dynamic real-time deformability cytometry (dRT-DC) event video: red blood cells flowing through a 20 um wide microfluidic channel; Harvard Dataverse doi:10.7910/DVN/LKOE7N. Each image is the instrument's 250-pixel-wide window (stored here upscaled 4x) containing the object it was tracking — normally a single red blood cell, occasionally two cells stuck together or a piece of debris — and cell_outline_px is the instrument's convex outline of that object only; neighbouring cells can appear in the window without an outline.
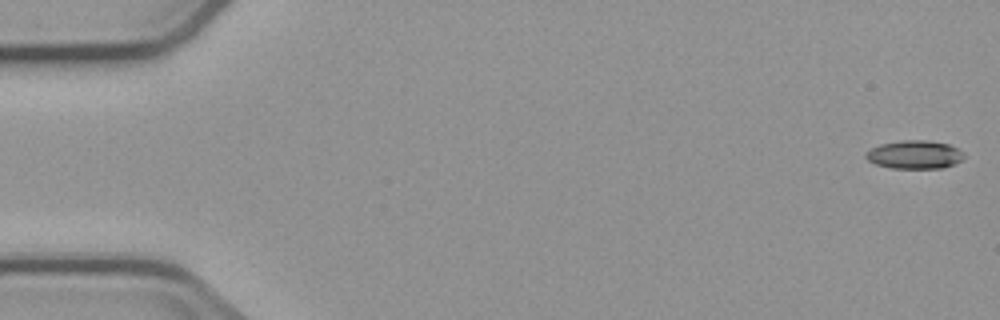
{"species": "common noctule bat (a hibernating species)", "species_latin": "Nyctalus noctula", "temperature_condition": "cold", "stored_images_in_passage": 5, "camera_frame_rate_fps": 3000, "um_per_image_px": 0.085, "animal": {"sex": "male", "body_mass_g": 23.1, "forearm_length_mm": 52.7}, "frame": {"image": 1, "passage_image": 1, "time_ms": 0.0, "image_size_px": [1000, 320], "cell_outline_px": [[964, 160], [956, 164], [944, 168], [892, 168], [876, 164], [868, 160], [864, 156], [872, 148], [880, 144], [900, 140], [928, 140], [948, 144], [964, 152]], "centroid_in_image_um": [77.79, 13.14], "position_along_channel_um": 7.2, "area_um2": 16.3}}
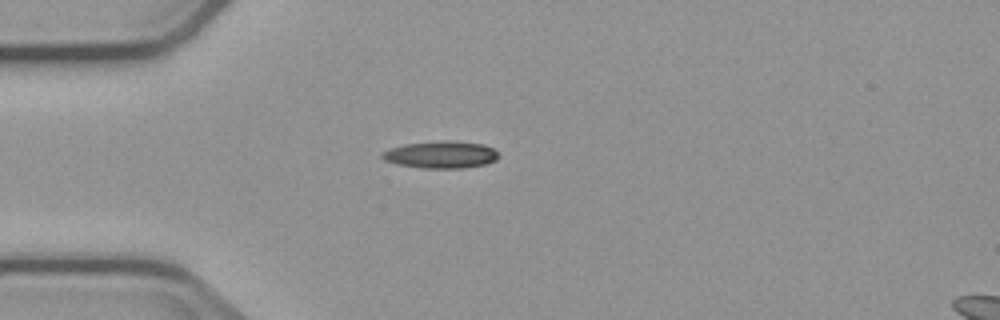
{"frame": {"image": 2, "passage_image": 5, "time_ms": 4.667, "image_size_px": [1000, 320], "cell_outline_px": [[500, 156], [496, 160], [484, 164], [460, 168], [424, 168], [396, 164], [384, 160], [380, 156], [380, 152], [404, 144], [440, 140], [448, 140], [484, 144], [492, 148]], "centroid_in_image_um": [37.45, 13.13], "position_along_channel_um": 47.6, "area_um2": 18.44}}